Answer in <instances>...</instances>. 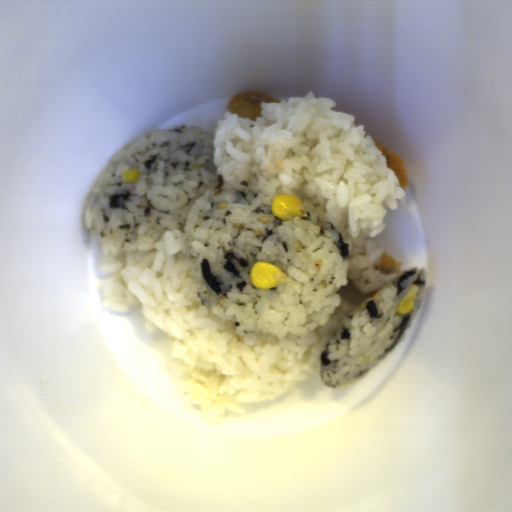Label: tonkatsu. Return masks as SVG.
<instances>
[{"mask_svg":"<svg viewBox=\"0 0 512 512\" xmlns=\"http://www.w3.org/2000/svg\"><path fill=\"white\" fill-rule=\"evenodd\" d=\"M382 252V251H381ZM404 268L403 262H400L392 256L382 252L379 269L381 273H394L402 271Z\"/></svg>","mask_w":512,"mask_h":512,"instance_id":"08166bc2","label":"tonkatsu"},{"mask_svg":"<svg viewBox=\"0 0 512 512\" xmlns=\"http://www.w3.org/2000/svg\"><path fill=\"white\" fill-rule=\"evenodd\" d=\"M270 102L282 101L267 92L253 89L232 98L227 105V111L234 112L238 118L249 119L255 123L262 116L261 104Z\"/></svg>","mask_w":512,"mask_h":512,"instance_id":"d4beea91","label":"tonkatsu"},{"mask_svg":"<svg viewBox=\"0 0 512 512\" xmlns=\"http://www.w3.org/2000/svg\"><path fill=\"white\" fill-rule=\"evenodd\" d=\"M373 141L383 154L386 167L395 172L402 190L407 188L410 185V178L406 161L402 156L390 151L376 140L373 139Z\"/></svg>","mask_w":512,"mask_h":512,"instance_id":"3a3dc1c2","label":"tonkatsu"}]
</instances>
